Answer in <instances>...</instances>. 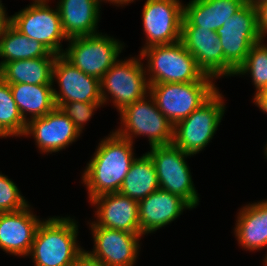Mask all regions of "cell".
I'll return each instance as SVG.
<instances>
[{
	"label": "cell",
	"mask_w": 267,
	"mask_h": 266,
	"mask_svg": "<svg viewBox=\"0 0 267 266\" xmlns=\"http://www.w3.org/2000/svg\"><path fill=\"white\" fill-rule=\"evenodd\" d=\"M119 114L121 125L115 132L132 143L137 136H146L150 147L173 142L174 126L158 109L150 94L128 105Z\"/></svg>",
	"instance_id": "52a82bcc"
},
{
	"label": "cell",
	"mask_w": 267,
	"mask_h": 266,
	"mask_svg": "<svg viewBox=\"0 0 267 266\" xmlns=\"http://www.w3.org/2000/svg\"><path fill=\"white\" fill-rule=\"evenodd\" d=\"M139 56V57H138ZM119 59L100 79L103 105L112 102L117 111L149 94V82L140 54ZM111 96V99H110Z\"/></svg>",
	"instance_id": "8992f818"
},
{
	"label": "cell",
	"mask_w": 267,
	"mask_h": 266,
	"mask_svg": "<svg viewBox=\"0 0 267 266\" xmlns=\"http://www.w3.org/2000/svg\"><path fill=\"white\" fill-rule=\"evenodd\" d=\"M63 32L68 39L99 33L101 4L98 0H58Z\"/></svg>",
	"instance_id": "ffe728a7"
},
{
	"label": "cell",
	"mask_w": 267,
	"mask_h": 266,
	"mask_svg": "<svg viewBox=\"0 0 267 266\" xmlns=\"http://www.w3.org/2000/svg\"><path fill=\"white\" fill-rule=\"evenodd\" d=\"M46 56H57L41 42L28 38L20 33L9 22L0 34V68L7 62L34 59Z\"/></svg>",
	"instance_id": "d4e9b609"
},
{
	"label": "cell",
	"mask_w": 267,
	"mask_h": 266,
	"mask_svg": "<svg viewBox=\"0 0 267 266\" xmlns=\"http://www.w3.org/2000/svg\"><path fill=\"white\" fill-rule=\"evenodd\" d=\"M219 89L188 117L174 125L173 144L194 156L212 142L223 120L226 105Z\"/></svg>",
	"instance_id": "277c9868"
},
{
	"label": "cell",
	"mask_w": 267,
	"mask_h": 266,
	"mask_svg": "<svg viewBox=\"0 0 267 266\" xmlns=\"http://www.w3.org/2000/svg\"><path fill=\"white\" fill-rule=\"evenodd\" d=\"M253 103L267 114V89L254 94Z\"/></svg>",
	"instance_id": "d6a6232c"
},
{
	"label": "cell",
	"mask_w": 267,
	"mask_h": 266,
	"mask_svg": "<svg viewBox=\"0 0 267 266\" xmlns=\"http://www.w3.org/2000/svg\"><path fill=\"white\" fill-rule=\"evenodd\" d=\"M139 54L147 61L145 70L149 84L187 83L199 81L205 75L181 41L153 45Z\"/></svg>",
	"instance_id": "3957f363"
},
{
	"label": "cell",
	"mask_w": 267,
	"mask_h": 266,
	"mask_svg": "<svg viewBox=\"0 0 267 266\" xmlns=\"http://www.w3.org/2000/svg\"><path fill=\"white\" fill-rule=\"evenodd\" d=\"M246 0H190L184 4L182 26L215 31L231 18Z\"/></svg>",
	"instance_id": "7402d4cb"
},
{
	"label": "cell",
	"mask_w": 267,
	"mask_h": 266,
	"mask_svg": "<svg viewBox=\"0 0 267 266\" xmlns=\"http://www.w3.org/2000/svg\"><path fill=\"white\" fill-rule=\"evenodd\" d=\"M63 56L87 75L101 79L119 60L124 42L113 36L97 33L70 38Z\"/></svg>",
	"instance_id": "ba28073f"
},
{
	"label": "cell",
	"mask_w": 267,
	"mask_h": 266,
	"mask_svg": "<svg viewBox=\"0 0 267 266\" xmlns=\"http://www.w3.org/2000/svg\"><path fill=\"white\" fill-rule=\"evenodd\" d=\"M41 222L30 204L19 211L0 213V249L9 255L28 257Z\"/></svg>",
	"instance_id": "e0dca14e"
},
{
	"label": "cell",
	"mask_w": 267,
	"mask_h": 266,
	"mask_svg": "<svg viewBox=\"0 0 267 266\" xmlns=\"http://www.w3.org/2000/svg\"><path fill=\"white\" fill-rule=\"evenodd\" d=\"M264 257H265V258H264V260H263V261H264V262H263V265H264V266H267V254H266V256H264Z\"/></svg>",
	"instance_id": "8d00e7d4"
},
{
	"label": "cell",
	"mask_w": 267,
	"mask_h": 266,
	"mask_svg": "<svg viewBox=\"0 0 267 266\" xmlns=\"http://www.w3.org/2000/svg\"><path fill=\"white\" fill-rule=\"evenodd\" d=\"M77 221L70 216L42 219L31 246L35 266H72L84 250L78 243Z\"/></svg>",
	"instance_id": "7a4b0ae2"
},
{
	"label": "cell",
	"mask_w": 267,
	"mask_h": 266,
	"mask_svg": "<svg viewBox=\"0 0 267 266\" xmlns=\"http://www.w3.org/2000/svg\"><path fill=\"white\" fill-rule=\"evenodd\" d=\"M225 60L236 70L246 59L251 47L262 40L256 9L245 3L222 27L216 30Z\"/></svg>",
	"instance_id": "8fae6325"
},
{
	"label": "cell",
	"mask_w": 267,
	"mask_h": 266,
	"mask_svg": "<svg viewBox=\"0 0 267 266\" xmlns=\"http://www.w3.org/2000/svg\"><path fill=\"white\" fill-rule=\"evenodd\" d=\"M9 85L13 99L26 123L32 119L43 117L56 107L53 96L55 85L24 83ZM27 115L30 116L27 117Z\"/></svg>",
	"instance_id": "cb8c5ba5"
},
{
	"label": "cell",
	"mask_w": 267,
	"mask_h": 266,
	"mask_svg": "<svg viewBox=\"0 0 267 266\" xmlns=\"http://www.w3.org/2000/svg\"><path fill=\"white\" fill-rule=\"evenodd\" d=\"M264 39L255 43L245 61L236 69L234 76L249 75L255 86V94L267 89V44Z\"/></svg>",
	"instance_id": "83f0119b"
},
{
	"label": "cell",
	"mask_w": 267,
	"mask_h": 266,
	"mask_svg": "<svg viewBox=\"0 0 267 266\" xmlns=\"http://www.w3.org/2000/svg\"><path fill=\"white\" fill-rule=\"evenodd\" d=\"M55 59L56 56H46L7 62L0 68V77L8 84L54 85Z\"/></svg>",
	"instance_id": "603a6c76"
},
{
	"label": "cell",
	"mask_w": 267,
	"mask_h": 266,
	"mask_svg": "<svg viewBox=\"0 0 267 266\" xmlns=\"http://www.w3.org/2000/svg\"><path fill=\"white\" fill-rule=\"evenodd\" d=\"M142 236L154 233L175 221L184 210L193 207L179 195L158 189L138 201Z\"/></svg>",
	"instance_id": "d6986e66"
},
{
	"label": "cell",
	"mask_w": 267,
	"mask_h": 266,
	"mask_svg": "<svg viewBox=\"0 0 267 266\" xmlns=\"http://www.w3.org/2000/svg\"><path fill=\"white\" fill-rule=\"evenodd\" d=\"M80 135L74 123L60 108L55 107L43 117L28 121L23 136H32L41 154H52L66 149Z\"/></svg>",
	"instance_id": "2e32d148"
},
{
	"label": "cell",
	"mask_w": 267,
	"mask_h": 266,
	"mask_svg": "<svg viewBox=\"0 0 267 266\" xmlns=\"http://www.w3.org/2000/svg\"><path fill=\"white\" fill-rule=\"evenodd\" d=\"M181 42L205 75L215 80L234 76L236 70L225 60L222 44L215 31L198 26H182Z\"/></svg>",
	"instance_id": "4fadbf2b"
},
{
	"label": "cell",
	"mask_w": 267,
	"mask_h": 266,
	"mask_svg": "<svg viewBox=\"0 0 267 266\" xmlns=\"http://www.w3.org/2000/svg\"><path fill=\"white\" fill-rule=\"evenodd\" d=\"M147 153L155 165L160 189L179 195L196 208L200 198L186 161L187 157L192 156L173 143L150 147Z\"/></svg>",
	"instance_id": "30bf717a"
},
{
	"label": "cell",
	"mask_w": 267,
	"mask_h": 266,
	"mask_svg": "<svg viewBox=\"0 0 267 266\" xmlns=\"http://www.w3.org/2000/svg\"><path fill=\"white\" fill-rule=\"evenodd\" d=\"M6 8L3 3H0V34L5 25L9 22V16L6 13Z\"/></svg>",
	"instance_id": "836d02e7"
},
{
	"label": "cell",
	"mask_w": 267,
	"mask_h": 266,
	"mask_svg": "<svg viewBox=\"0 0 267 266\" xmlns=\"http://www.w3.org/2000/svg\"><path fill=\"white\" fill-rule=\"evenodd\" d=\"M141 16L146 42L140 52L153 45L181 41L184 3L180 0H146Z\"/></svg>",
	"instance_id": "7c38bea8"
},
{
	"label": "cell",
	"mask_w": 267,
	"mask_h": 266,
	"mask_svg": "<svg viewBox=\"0 0 267 266\" xmlns=\"http://www.w3.org/2000/svg\"><path fill=\"white\" fill-rule=\"evenodd\" d=\"M53 88L55 103L102 102L100 80L85 74L70 63L62 54L57 55L53 65Z\"/></svg>",
	"instance_id": "9a60e30c"
},
{
	"label": "cell",
	"mask_w": 267,
	"mask_h": 266,
	"mask_svg": "<svg viewBox=\"0 0 267 266\" xmlns=\"http://www.w3.org/2000/svg\"><path fill=\"white\" fill-rule=\"evenodd\" d=\"M96 207V226L141 233L139 224L138 201L124 196L119 192L99 195L90 200Z\"/></svg>",
	"instance_id": "ac0fdd59"
},
{
	"label": "cell",
	"mask_w": 267,
	"mask_h": 266,
	"mask_svg": "<svg viewBox=\"0 0 267 266\" xmlns=\"http://www.w3.org/2000/svg\"><path fill=\"white\" fill-rule=\"evenodd\" d=\"M257 14V24L260 36L265 40L267 36V1L255 6Z\"/></svg>",
	"instance_id": "4dcf8cb0"
},
{
	"label": "cell",
	"mask_w": 267,
	"mask_h": 266,
	"mask_svg": "<svg viewBox=\"0 0 267 266\" xmlns=\"http://www.w3.org/2000/svg\"><path fill=\"white\" fill-rule=\"evenodd\" d=\"M99 3L101 4L102 2H107L110 4H115L114 6H121V7H125V5H129L132 2H135V0H98Z\"/></svg>",
	"instance_id": "e575fe53"
},
{
	"label": "cell",
	"mask_w": 267,
	"mask_h": 266,
	"mask_svg": "<svg viewBox=\"0 0 267 266\" xmlns=\"http://www.w3.org/2000/svg\"><path fill=\"white\" fill-rule=\"evenodd\" d=\"M264 155L266 156L265 158H267V144H266V146L264 147Z\"/></svg>",
	"instance_id": "74e56055"
},
{
	"label": "cell",
	"mask_w": 267,
	"mask_h": 266,
	"mask_svg": "<svg viewBox=\"0 0 267 266\" xmlns=\"http://www.w3.org/2000/svg\"><path fill=\"white\" fill-rule=\"evenodd\" d=\"M133 145L114 130L102 138L82 172L81 181L87 188L89 201L102 194L119 192L136 158Z\"/></svg>",
	"instance_id": "6da1fadb"
},
{
	"label": "cell",
	"mask_w": 267,
	"mask_h": 266,
	"mask_svg": "<svg viewBox=\"0 0 267 266\" xmlns=\"http://www.w3.org/2000/svg\"><path fill=\"white\" fill-rule=\"evenodd\" d=\"M267 0H246V3L251 4L253 7H255L257 4L264 2Z\"/></svg>",
	"instance_id": "d590c367"
},
{
	"label": "cell",
	"mask_w": 267,
	"mask_h": 266,
	"mask_svg": "<svg viewBox=\"0 0 267 266\" xmlns=\"http://www.w3.org/2000/svg\"><path fill=\"white\" fill-rule=\"evenodd\" d=\"M234 235L242 249L259 251L267 247V199L248 203L237 213ZM267 254V252H266Z\"/></svg>",
	"instance_id": "44dd1931"
},
{
	"label": "cell",
	"mask_w": 267,
	"mask_h": 266,
	"mask_svg": "<svg viewBox=\"0 0 267 266\" xmlns=\"http://www.w3.org/2000/svg\"><path fill=\"white\" fill-rule=\"evenodd\" d=\"M215 79L204 75L187 83L149 84L156 106L174 126L205 103L218 89Z\"/></svg>",
	"instance_id": "5b68a950"
},
{
	"label": "cell",
	"mask_w": 267,
	"mask_h": 266,
	"mask_svg": "<svg viewBox=\"0 0 267 266\" xmlns=\"http://www.w3.org/2000/svg\"><path fill=\"white\" fill-rule=\"evenodd\" d=\"M158 189L160 186L156 168L152 158L146 152L132 162L119 193L140 201Z\"/></svg>",
	"instance_id": "484cf974"
},
{
	"label": "cell",
	"mask_w": 267,
	"mask_h": 266,
	"mask_svg": "<svg viewBox=\"0 0 267 266\" xmlns=\"http://www.w3.org/2000/svg\"><path fill=\"white\" fill-rule=\"evenodd\" d=\"M26 126L13 99L10 85L0 77V138L22 137Z\"/></svg>",
	"instance_id": "4316f807"
},
{
	"label": "cell",
	"mask_w": 267,
	"mask_h": 266,
	"mask_svg": "<svg viewBox=\"0 0 267 266\" xmlns=\"http://www.w3.org/2000/svg\"><path fill=\"white\" fill-rule=\"evenodd\" d=\"M72 266H107L104 262L91 256L85 249L77 256Z\"/></svg>",
	"instance_id": "1f68e13d"
},
{
	"label": "cell",
	"mask_w": 267,
	"mask_h": 266,
	"mask_svg": "<svg viewBox=\"0 0 267 266\" xmlns=\"http://www.w3.org/2000/svg\"><path fill=\"white\" fill-rule=\"evenodd\" d=\"M49 0H33L24 9L9 16V23L30 39L41 42L56 55L64 52L61 44L69 39L63 32L57 7L49 6Z\"/></svg>",
	"instance_id": "9c48e42d"
},
{
	"label": "cell",
	"mask_w": 267,
	"mask_h": 266,
	"mask_svg": "<svg viewBox=\"0 0 267 266\" xmlns=\"http://www.w3.org/2000/svg\"><path fill=\"white\" fill-rule=\"evenodd\" d=\"M20 189L8 176L0 172V213L19 211L29 205Z\"/></svg>",
	"instance_id": "f1b7e54d"
},
{
	"label": "cell",
	"mask_w": 267,
	"mask_h": 266,
	"mask_svg": "<svg viewBox=\"0 0 267 266\" xmlns=\"http://www.w3.org/2000/svg\"><path fill=\"white\" fill-rule=\"evenodd\" d=\"M93 238V249L87 251L91 256L104 262L107 266H134L141 249L142 233L96 226L88 223Z\"/></svg>",
	"instance_id": "5bb4252c"
},
{
	"label": "cell",
	"mask_w": 267,
	"mask_h": 266,
	"mask_svg": "<svg viewBox=\"0 0 267 266\" xmlns=\"http://www.w3.org/2000/svg\"><path fill=\"white\" fill-rule=\"evenodd\" d=\"M55 105L61 109L82 134L84 125L90 121L94 111L103 106V102H68L55 103Z\"/></svg>",
	"instance_id": "f546056e"
}]
</instances>
